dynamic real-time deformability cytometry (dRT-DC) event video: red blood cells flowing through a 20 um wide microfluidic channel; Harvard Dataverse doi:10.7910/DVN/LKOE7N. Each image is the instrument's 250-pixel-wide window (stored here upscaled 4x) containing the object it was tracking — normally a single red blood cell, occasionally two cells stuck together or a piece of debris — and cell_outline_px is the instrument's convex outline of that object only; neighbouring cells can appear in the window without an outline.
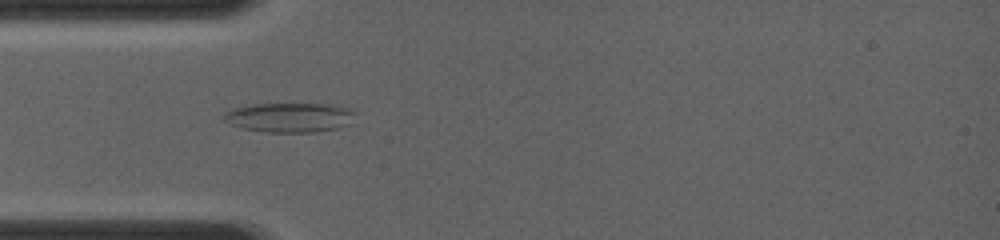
{"species": "common noctule bat (a hibernating species)", "species_latin": "Nyctalus noctula", "temperature_condition": "room temperature", "stored_images_in_passage": 3, "camera_frame_rate_fps": 4000, "um_per_image_px": 0.085, "animal": {"sex": "female", "body_mass_g": 19.0, "forearm_length_mm": 56.7}, "frame": {"image": 1, "passage_image": 2, "time_ms": 1.0, "image_size_px": [1000, 240], "cell_outline_px": [[356, 112], [352, 124], [336, 128], [312, 132], [268, 132], [244, 128], [232, 124], [224, 120], [224, 112], [232, 108], [252, 104], [336, 104], [348, 108]], "centroid_in_image_um": [24.67, 9.97], "position_along_channel_um": 60.3, "area_um2": 22.66}}